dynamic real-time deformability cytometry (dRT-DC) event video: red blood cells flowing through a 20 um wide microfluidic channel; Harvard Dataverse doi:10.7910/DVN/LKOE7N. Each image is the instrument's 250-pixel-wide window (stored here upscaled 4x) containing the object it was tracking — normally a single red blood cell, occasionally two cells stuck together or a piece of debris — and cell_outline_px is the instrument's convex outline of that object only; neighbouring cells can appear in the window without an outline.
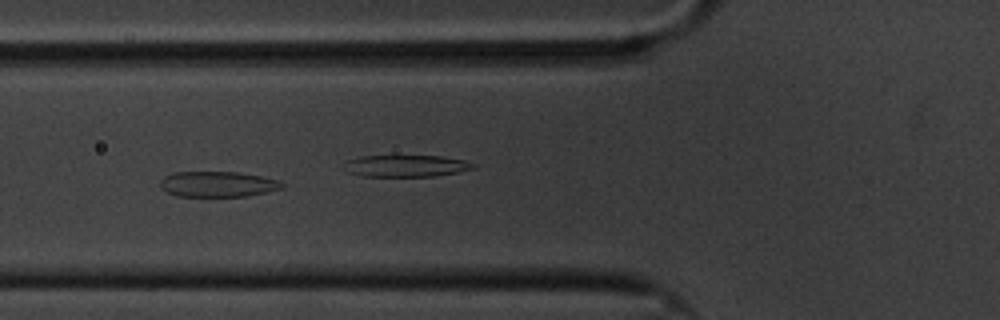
{"species": "common noctule bat (a hibernating species)", "species_latin": "Nyctalus noctula", "temperature_condition": "cold", "stored_images_in_passage": 45, "camera_frame_rate_fps": 3000, "um_per_image_px": 0.085, "animal": {"sex": "male", "body_mass_g": 20.1, "forearm_length_mm": 53.5}, "frame": {"image": 1, "passage_image": 7, "time_ms": 2.0, "image_size_px": [1000, 320], "cell_outline_px": [[284, 188], [268, 192], [248, 196], [176, 196], [160, 188], [160, 180], [164, 176], [172, 172], [236, 172], [260, 176], [276, 180], [284, 184]], "centroid_in_image_um": [18.48, 15.65], "position_along_channel_um": 107.3, "area_um2": 18.15}}
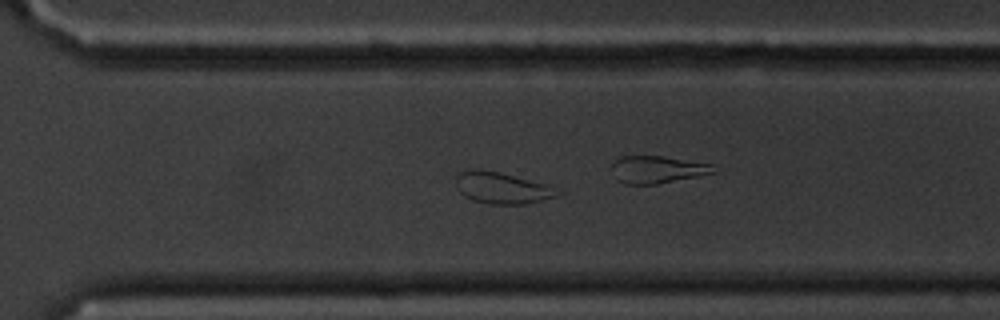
{"frame": {"image": 2, "passage_image": 27, "time_ms": 8.667, "image_size_px": [1000, 320], "cell_outline_px": [[564, 192], [560, 196], [528, 204], [488, 204], [472, 200], [464, 196], [460, 192], [456, 184], [456, 176], [460, 172], [472, 168], [500, 172], [548, 184]], "centroid_in_image_um": [42.73, 15.98], "position_along_channel_um": 327.9, "area_um2": 19.02}}
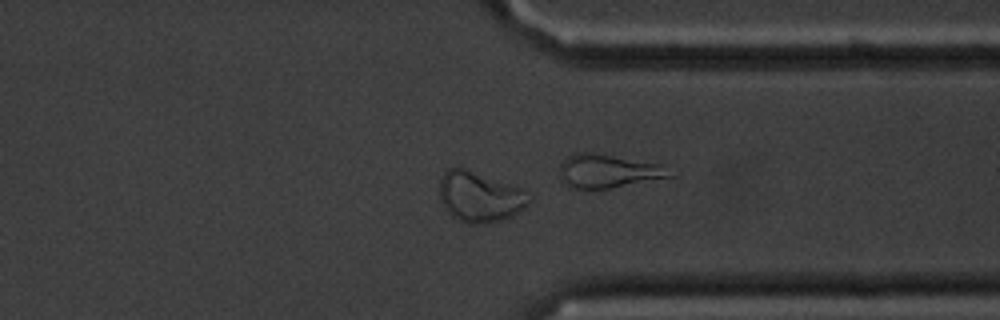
{"frame": {"image": 3, "passage_image": 31, "time_ms": 10.0, "image_size_px": [1000, 320], "cell_outline_px": [[532, 200], [524, 208], [512, 216], [500, 220], [480, 224], [468, 224], [452, 216], [444, 208], [440, 196], [440, 180], [444, 172], [452, 164], [464, 168], [520, 188], [532, 196]], "centroid_in_image_um": [40.76, 16.72], "position_along_channel_um": 370.6, "area_um2": 26.24}, "authors_computed_cell_mechanics": {"area_um2": 18.9006, "velocity_mm_per_s": 3.3033, "shape_relaxation_time_tau1_ms": 9.2326, "shape_relaxation_time_tau2_ms": 1.6559, "deformation_change_tau1": 0.1707, "deformation_change_tau2": 0.0673}}